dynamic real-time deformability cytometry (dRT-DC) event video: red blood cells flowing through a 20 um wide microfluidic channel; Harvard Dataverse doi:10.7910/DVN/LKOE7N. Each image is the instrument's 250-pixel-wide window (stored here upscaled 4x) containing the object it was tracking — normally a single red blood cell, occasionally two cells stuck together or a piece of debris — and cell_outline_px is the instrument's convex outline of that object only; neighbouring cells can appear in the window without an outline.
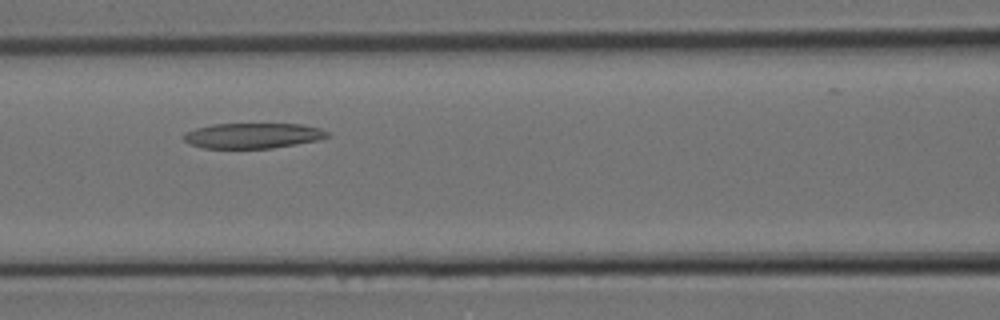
{"species": "Egyptian fruit bat (a non-hibernating species)", "species_latin": "Rousettus aegyptiacus", "temperature_condition": "room temperature", "stored_images_in_passage": 5, "camera_frame_rate_fps": 3000, "um_per_image_px": 0.085, "animal": {"sex": "female"}, "frame": {"image": 1, "passage_image": 4, "time_ms": 1.0, "image_size_px": [1000, 320], "cell_outline_px": [[332, 136], [320, 140], [272, 148], [204, 148], [188, 144], [184, 140], [184, 132], [196, 128], [212, 124], [300, 124], [320, 128], [328, 132]], "centroid_in_image_um": [21.5, 11.53], "position_along_channel_um": 145.1, "area_um2": 21.33}}
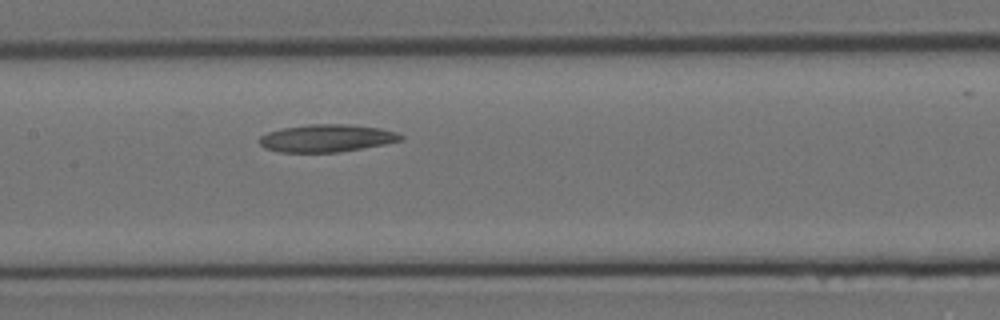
{"frame": {"image": 2, "passage_image": 5, "time_ms": 1.333, "image_size_px": [1000, 320], "cell_outline_px": [[404, 140], [364, 148], [340, 152], [280, 152], [264, 148], [260, 144], [260, 136], [268, 132], [280, 128], [308, 124], [348, 124], [380, 128], [396, 132], [404, 136]], "centroid_in_image_um": [27.78, 11.74], "position_along_channel_um": 179.6, "area_um2": 22.83}}